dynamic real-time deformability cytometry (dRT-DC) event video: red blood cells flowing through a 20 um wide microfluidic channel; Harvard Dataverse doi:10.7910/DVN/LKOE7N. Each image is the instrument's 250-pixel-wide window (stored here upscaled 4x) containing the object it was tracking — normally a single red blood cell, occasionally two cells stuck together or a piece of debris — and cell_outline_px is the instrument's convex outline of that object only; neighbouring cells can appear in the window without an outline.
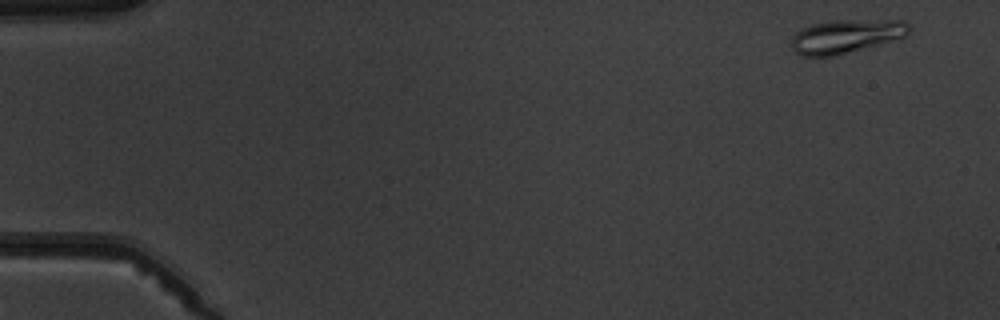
{"species": "common noctule bat (a hibernating species)", "species_latin": "Nyctalus noctula", "temperature_condition": "warm", "stored_images_in_passage": 5, "camera_frame_rate_fps": 3000, "um_per_image_px": 0.085, "animal": {"sex": "male", "body_mass_g": 19.5, "forearm_length_mm": 54.6}, "frame": {"image": 1, "passage_image": 1, "time_ms": 0.0, "image_size_px": [1000, 320], "cell_outline_px": [[912, 28], [908, 36], [836, 56], [800, 56], [788, 44], [792, 36], [800, 28], [812, 24], [832, 20], [904, 20]], "centroid_in_image_um": [71.9, 3.08], "position_along_channel_um": 13.1, "area_um2": 23.52}}